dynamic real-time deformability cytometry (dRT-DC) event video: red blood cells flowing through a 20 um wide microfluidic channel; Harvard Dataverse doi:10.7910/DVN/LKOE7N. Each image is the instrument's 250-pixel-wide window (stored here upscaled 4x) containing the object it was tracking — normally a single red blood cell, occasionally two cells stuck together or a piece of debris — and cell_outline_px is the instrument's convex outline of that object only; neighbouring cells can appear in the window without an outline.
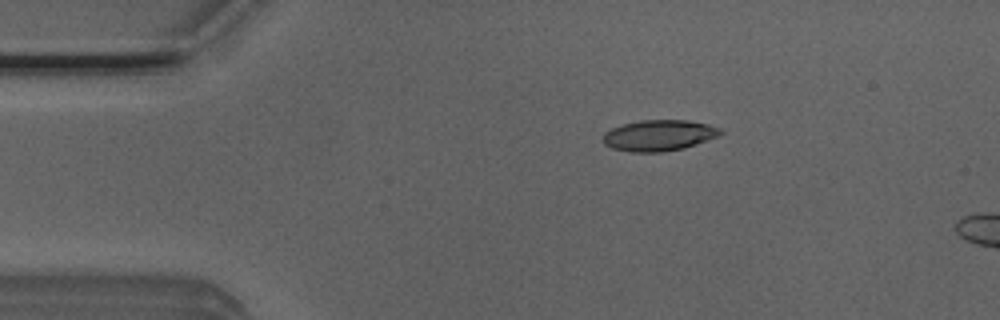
{"species": "Egyptian fruit bat (a non-hibernating species)", "species_latin": "Rousettus aegyptiacus", "temperature_condition": "room temperature", "stored_images_in_passage": 6, "camera_frame_rate_fps": 3000, "um_per_image_px": 0.085, "animal": {"sex": "male"}, "frame": {"image": 1, "passage_image": 2, "time_ms": 0.333, "image_size_px": [1000, 320], "cell_outline_px": [[724, 132], [716, 136], [684, 148], [664, 152], [632, 152], [612, 148], [604, 144], [604, 132], [612, 128], [624, 124], [640, 120], [688, 120], [708, 124], [720, 128]], "centroid_in_image_um": [56.0, 11.5], "position_along_channel_um": 29.0, "area_um2": 21.04}}